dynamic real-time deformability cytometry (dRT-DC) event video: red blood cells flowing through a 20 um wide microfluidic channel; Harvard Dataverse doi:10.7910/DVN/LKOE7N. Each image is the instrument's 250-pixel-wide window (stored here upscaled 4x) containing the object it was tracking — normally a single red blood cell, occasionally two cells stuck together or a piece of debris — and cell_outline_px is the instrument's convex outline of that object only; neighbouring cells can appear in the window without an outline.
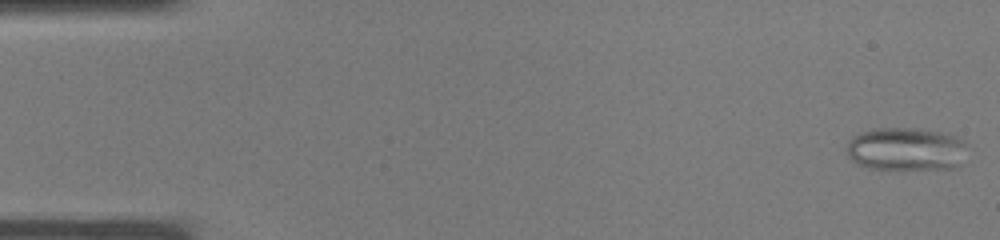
{"species": "common noctule bat (a hibernating species)", "species_latin": "Nyctalus noctula", "temperature_condition": "warm", "stored_images_in_passage": 37, "camera_frame_rate_fps": 3000, "um_per_image_px": 0.085, "animal": {"sex": "male", "body_mass_g": 19.0, "forearm_length_mm": 50.8}, "frame": {"image": 1, "passage_image": 1, "time_ms": 0.0, "image_size_px": [1000, 240], "cell_outline_px": [[960, 164], [956, 168], [872, 168], [856, 164], [848, 156], [848, 140], [852, 136], [872, 128], [920, 128], [940, 132], [956, 136], [960, 140]], "centroid_in_image_um": [76.89, 12.65], "position_along_channel_um": 8.1, "area_um2": 29.48}}
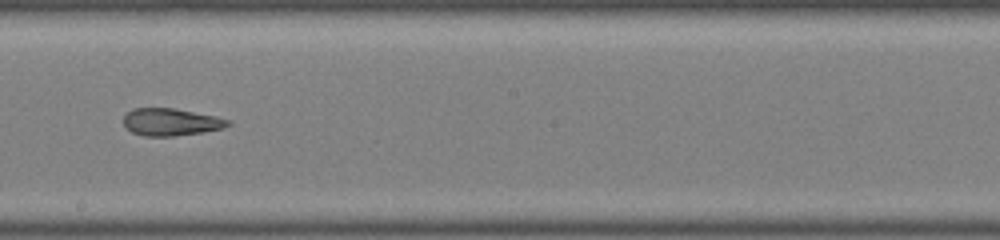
{"frame": {"image": 2, "passage_image": 21, "time_ms": 6.667, "image_size_px": [1000, 240], "cell_outline_px": [[232, 124], [220, 128], [204, 132], [172, 136], [144, 136], [132, 132], [124, 124], [124, 116], [132, 108], [176, 108], [216, 116], [228, 120]], "centroid_in_image_um": [14.52, 10.36], "position_along_channel_um": 233.7, "area_um2": 16.53}}
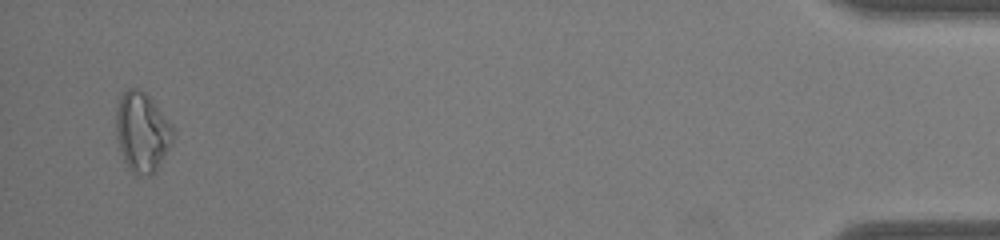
{"frame": {"image": 3, "passage_image": 36, "time_ms": 11.667, "image_size_px": [1000, 240], "cell_outline_px": [[172, 140], [156, 172], [152, 176], [132, 172], [124, 160], [120, 152], [116, 132], [116, 108], [120, 96], [124, 88], [136, 88], [144, 92], [152, 100], [172, 124]], "centroid_in_image_um": [12.05, 11.2], "position_along_channel_um": 423.2, "area_um2": 26.24}}